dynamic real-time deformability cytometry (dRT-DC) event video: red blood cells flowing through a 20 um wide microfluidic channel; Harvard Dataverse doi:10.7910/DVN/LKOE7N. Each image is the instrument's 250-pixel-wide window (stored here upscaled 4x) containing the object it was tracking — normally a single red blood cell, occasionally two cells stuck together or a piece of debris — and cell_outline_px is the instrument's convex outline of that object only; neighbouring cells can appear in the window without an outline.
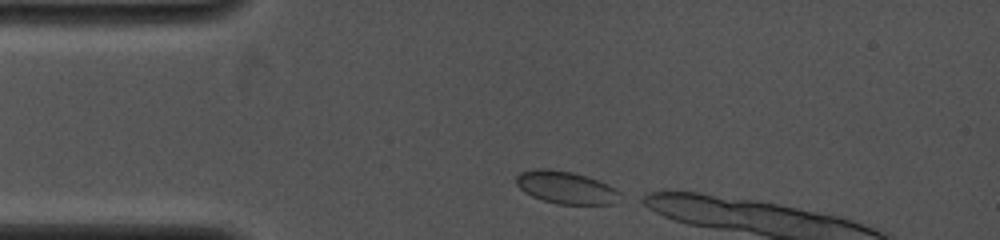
{"species": "common noctule bat (a hibernating species)", "species_latin": "Nyctalus noctula", "temperature_condition": "cold", "stored_images_in_passage": 9, "camera_frame_rate_fps": 4000, "um_per_image_px": 0.085, "animal": {"sex": "female", "body_mass_g": 19.0, "forearm_length_mm": 53.3}, "frame": {"image": 1, "passage_image": 1, "time_ms": 0.0, "image_size_px": [1000, 240], "cell_outline_px": [[620, 192], [612, 204], [556, 204], [532, 196], [524, 192], [516, 184], [516, 176], [520, 172], [536, 168], [548, 168], [572, 172], [608, 184]], "centroid_in_image_um": [48.03, 15.92], "position_along_channel_um": 37.0, "area_um2": 19.42}}
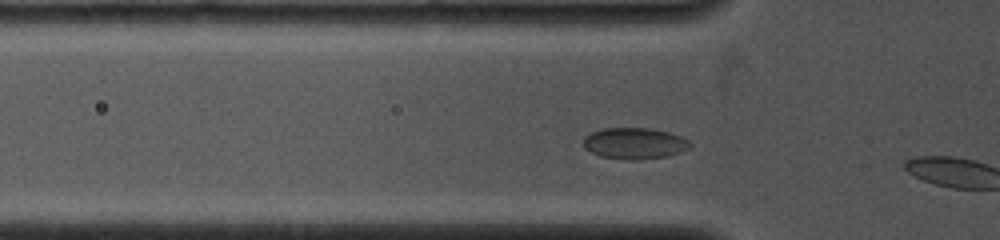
{"frame": {"image": 2, "passage_image": 7, "time_ms": 1.5, "image_size_px": [1000, 240], "cell_outline_px": [[692, 144], [688, 148], [680, 152], [668, 156], [640, 160], [624, 160], [600, 156], [584, 148], [584, 136], [592, 132], [604, 128], [652, 128], [668, 132], [680, 136], [688, 140]], "centroid_in_image_um": [53.93, 12.19], "position_along_channel_um": 71.9, "area_um2": 19.54}}